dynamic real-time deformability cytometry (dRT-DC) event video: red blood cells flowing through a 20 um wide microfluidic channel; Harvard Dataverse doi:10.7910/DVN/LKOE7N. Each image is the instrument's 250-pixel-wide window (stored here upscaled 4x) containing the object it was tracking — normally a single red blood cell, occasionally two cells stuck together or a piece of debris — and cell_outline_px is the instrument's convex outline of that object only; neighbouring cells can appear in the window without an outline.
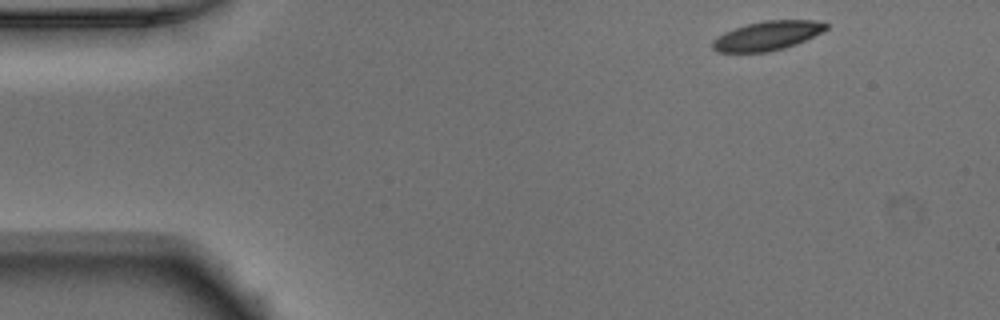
{"species": "Egyptian fruit bat (a non-hibernating species)", "species_latin": "Rousettus aegyptiacus", "temperature_condition": "warm", "stored_images_in_passage": 47, "camera_frame_rate_fps": 3000, "um_per_image_px": 0.085, "animal": {"sex": "male"}, "frame": {"image": 1, "passage_image": 1, "time_ms": 0.0, "image_size_px": [1000, 320], "cell_outline_px": [[828, 28], [824, 32], [796, 44], [784, 48], [768, 52], [716, 52], [712, 48], [712, 40], [724, 32], [748, 24], [764, 20], [812, 20], [828, 24]], "centroid_in_image_um": [65.23, 3.04], "position_along_channel_um": 19.8, "area_um2": 19.31}}
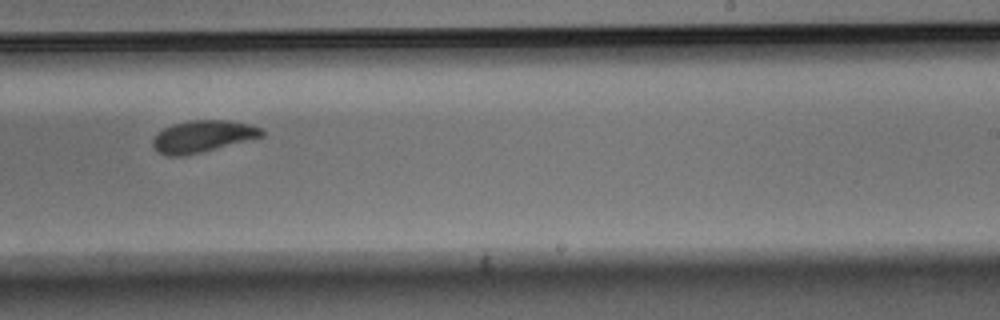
{"frame": {"image": 2, "passage_image": 27, "time_ms": 8.667, "image_size_px": [1000, 320], "cell_outline_px": [[264, 136], [184, 156], [168, 156], [160, 152], [152, 144], [152, 140], [156, 132], [172, 124], [188, 120], [224, 120], [248, 124], [264, 128]], "centroid_in_image_um": [17.21, 11.58], "position_along_channel_um": 271.8, "area_um2": 20.11}}
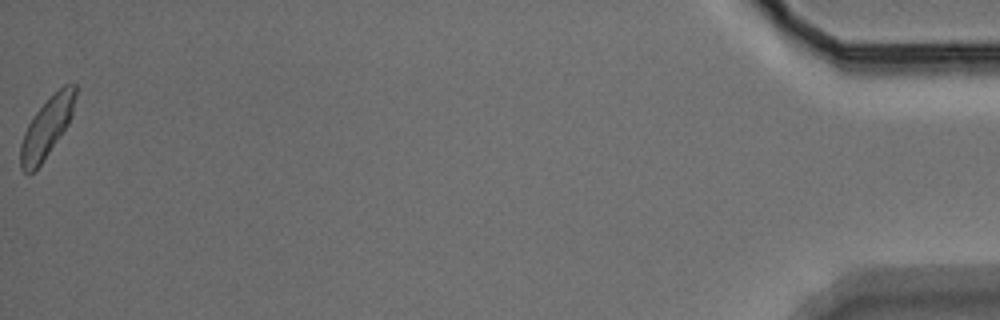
{"frame": {"image": 3, "passage_image": 47, "time_ms": 15.333, "image_size_px": [1000, 320], "cell_outline_px": [[76, 96], [72, 116], [68, 124], [40, 164], [28, 176], [20, 168], [20, 144], [24, 132], [28, 124], [36, 112], [64, 84], [76, 84]], "centroid_in_image_um": [3.96, 10.85], "position_along_channel_um": 431.2, "area_um2": 18.73}, "authors_computed_cell_mechanics": {"area_um2": 20.23, "velocity_mm_per_s": 3.8892, "shape_relaxation_time_tau1_ms": 2.7337, "shape_relaxation_time_tau2_ms": 6.3419, "deformation_change_tau1": 0.1197, "deformation_change_tau2": 0.1232}}